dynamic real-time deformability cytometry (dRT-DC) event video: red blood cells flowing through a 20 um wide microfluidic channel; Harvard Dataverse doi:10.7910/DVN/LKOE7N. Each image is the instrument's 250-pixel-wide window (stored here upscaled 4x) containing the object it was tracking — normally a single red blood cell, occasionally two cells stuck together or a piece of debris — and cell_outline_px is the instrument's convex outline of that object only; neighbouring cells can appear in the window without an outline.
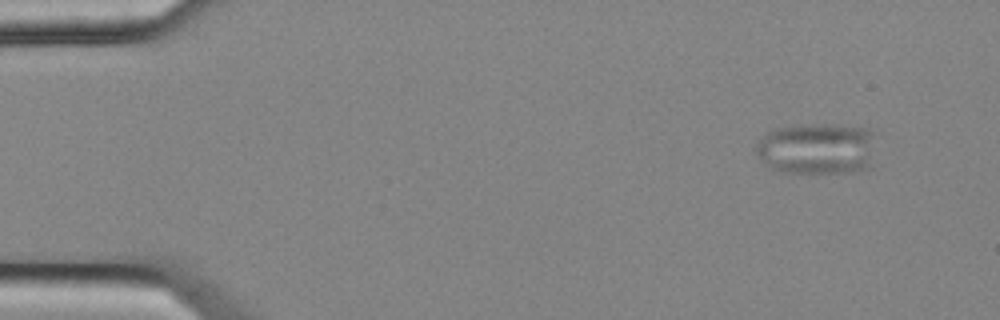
{"species": "common noctule bat (a hibernating species)", "species_latin": "Nyctalus noctula", "temperature_condition": "cold", "stored_images_in_passage": 4, "camera_frame_rate_fps": 3000, "um_per_image_px": 0.085, "animal": {"sex": "female", "body_mass_g": 25.1}, "frame": {"image": 1, "passage_image": 1, "time_ms": 0.0, "image_size_px": [1000, 320], "cell_outline_px": [[872, 168], [856, 172], [784, 172], [772, 168], [756, 152], [756, 148], [760, 140], [768, 132], [776, 128], [816, 124], [836, 124], [868, 128], [872, 132]], "centroid_in_image_um": [69.51, 12.63], "position_along_channel_um": 15.5, "area_um2": 35.6}}